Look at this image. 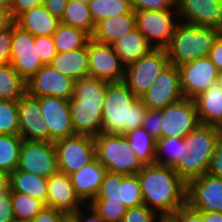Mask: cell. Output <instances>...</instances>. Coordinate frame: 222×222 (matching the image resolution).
Returning a JSON list of instances; mask_svg holds the SVG:
<instances>
[{
    "instance_id": "6da1fadb",
    "label": "cell",
    "mask_w": 222,
    "mask_h": 222,
    "mask_svg": "<svg viewBox=\"0 0 222 222\" xmlns=\"http://www.w3.org/2000/svg\"><path fill=\"white\" fill-rule=\"evenodd\" d=\"M138 179L144 205L160 216L173 215L186 205L187 183L173 168L156 163L144 165Z\"/></svg>"
},
{
    "instance_id": "7a4b0ae2",
    "label": "cell",
    "mask_w": 222,
    "mask_h": 222,
    "mask_svg": "<svg viewBox=\"0 0 222 222\" xmlns=\"http://www.w3.org/2000/svg\"><path fill=\"white\" fill-rule=\"evenodd\" d=\"M107 81L86 76L75 81L69 100L75 134L95 137L102 133V115Z\"/></svg>"
},
{
    "instance_id": "3957f363",
    "label": "cell",
    "mask_w": 222,
    "mask_h": 222,
    "mask_svg": "<svg viewBox=\"0 0 222 222\" xmlns=\"http://www.w3.org/2000/svg\"><path fill=\"white\" fill-rule=\"evenodd\" d=\"M124 81L107 82L102 115V133L126 134L141 127L147 111Z\"/></svg>"
},
{
    "instance_id": "277c9868",
    "label": "cell",
    "mask_w": 222,
    "mask_h": 222,
    "mask_svg": "<svg viewBox=\"0 0 222 222\" xmlns=\"http://www.w3.org/2000/svg\"><path fill=\"white\" fill-rule=\"evenodd\" d=\"M222 135V128L199 124L184 138H181L180 160L173 167L187 183L206 174L216 143Z\"/></svg>"
},
{
    "instance_id": "5b68a950",
    "label": "cell",
    "mask_w": 222,
    "mask_h": 222,
    "mask_svg": "<svg viewBox=\"0 0 222 222\" xmlns=\"http://www.w3.org/2000/svg\"><path fill=\"white\" fill-rule=\"evenodd\" d=\"M221 30L179 22L166 48L169 63L176 67L209 56Z\"/></svg>"
},
{
    "instance_id": "8992f818",
    "label": "cell",
    "mask_w": 222,
    "mask_h": 222,
    "mask_svg": "<svg viewBox=\"0 0 222 222\" xmlns=\"http://www.w3.org/2000/svg\"><path fill=\"white\" fill-rule=\"evenodd\" d=\"M96 159L106 171L121 175L138 174L144 167L123 134L100 133L94 137Z\"/></svg>"
},
{
    "instance_id": "52a82bcc",
    "label": "cell",
    "mask_w": 222,
    "mask_h": 222,
    "mask_svg": "<svg viewBox=\"0 0 222 222\" xmlns=\"http://www.w3.org/2000/svg\"><path fill=\"white\" fill-rule=\"evenodd\" d=\"M135 21L136 28L154 49L169 46L180 22L176 9L135 11Z\"/></svg>"
},
{
    "instance_id": "ba28073f",
    "label": "cell",
    "mask_w": 222,
    "mask_h": 222,
    "mask_svg": "<svg viewBox=\"0 0 222 222\" xmlns=\"http://www.w3.org/2000/svg\"><path fill=\"white\" fill-rule=\"evenodd\" d=\"M166 49H152L136 62L126 66L124 82L137 97L141 98L155 78L169 65Z\"/></svg>"
},
{
    "instance_id": "9c48e42d",
    "label": "cell",
    "mask_w": 222,
    "mask_h": 222,
    "mask_svg": "<svg viewBox=\"0 0 222 222\" xmlns=\"http://www.w3.org/2000/svg\"><path fill=\"white\" fill-rule=\"evenodd\" d=\"M58 170L67 175L77 172L80 168L96 159L94 137L75 134L54 142Z\"/></svg>"
},
{
    "instance_id": "30bf717a",
    "label": "cell",
    "mask_w": 222,
    "mask_h": 222,
    "mask_svg": "<svg viewBox=\"0 0 222 222\" xmlns=\"http://www.w3.org/2000/svg\"><path fill=\"white\" fill-rule=\"evenodd\" d=\"M17 170L45 178L57 173L59 170L54 142L23 140Z\"/></svg>"
},
{
    "instance_id": "8fae6325",
    "label": "cell",
    "mask_w": 222,
    "mask_h": 222,
    "mask_svg": "<svg viewBox=\"0 0 222 222\" xmlns=\"http://www.w3.org/2000/svg\"><path fill=\"white\" fill-rule=\"evenodd\" d=\"M161 114V138H184L200 124L194 99L184 97L161 109Z\"/></svg>"
},
{
    "instance_id": "7c38bea8",
    "label": "cell",
    "mask_w": 222,
    "mask_h": 222,
    "mask_svg": "<svg viewBox=\"0 0 222 222\" xmlns=\"http://www.w3.org/2000/svg\"><path fill=\"white\" fill-rule=\"evenodd\" d=\"M186 204L198 212L222 213V178L206 173L188 181Z\"/></svg>"
},
{
    "instance_id": "4fadbf2b",
    "label": "cell",
    "mask_w": 222,
    "mask_h": 222,
    "mask_svg": "<svg viewBox=\"0 0 222 222\" xmlns=\"http://www.w3.org/2000/svg\"><path fill=\"white\" fill-rule=\"evenodd\" d=\"M183 98L179 69L169 64L140 99L148 109L161 110Z\"/></svg>"
},
{
    "instance_id": "5bb4252c",
    "label": "cell",
    "mask_w": 222,
    "mask_h": 222,
    "mask_svg": "<svg viewBox=\"0 0 222 222\" xmlns=\"http://www.w3.org/2000/svg\"><path fill=\"white\" fill-rule=\"evenodd\" d=\"M74 84L75 80L46 64L26 81V93L33 97L52 96L70 100Z\"/></svg>"
},
{
    "instance_id": "9a60e30c",
    "label": "cell",
    "mask_w": 222,
    "mask_h": 222,
    "mask_svg": "<svg viewBox=\"0 0 222 222\" xmlns=\"http://www.w3.org/2000/svg\"><path fill=\"white\" fill-rule=\"evenodd\" d=\"M10 64L25 81L45 65L38 55L34 36L16 24L12 26Z\"/></svg>"
},
{
    "instance_id": "2e32d148",
    "label": "cell",
    "mask_w": 222,
    "mask_h": 222,
    "mask_svg": "<svg viewBox=\"0 0 222 222\" xmlns=\"http://www.w3.org/2000/svg\"><path fill=\"white\" fill-rule=\"evenodd\" d=\"M89 76L107 82L124 81L125 65L114 51L112 45L88 41Z\"/></svg>"
},
{
    "instance_id": "e0dca14e",
    "label": "cell",
    "mask_w": 222,
    "mask_h": 222,
    "mask_svg": "<svg viewBox=\"0 0 222 222\" xmlns=\"http://www.w3.org/2000/svg\"><path fill=\"white\" fill-rule=\"evenodd\" d=\"M178 69L185 98H196L218 80L219 71L208 56L182 64Z\"/></svg>"
},
{
    "instance_id": "ac0fdd59",
    "label": "cell",
    "mask_w": 222,
    "mask_h": 222,
    "mask_svg": "<svg viewBox=\"0 0 222 222\" xmlns=\"http://www.w3.org/2000/svg\"><path fill=\"white\" fill-rule=\"evenodd\" d=\"M18 135L23 140L51 142L47 122L41 114V107L37 97L25 93L18 100Z\"/></svg>"
},
{
    "instance_id": "d6986e66",
    "label": "cell",
    "mask_w": 222,
    "mask_h": 222,
    "mask_svg": "<svg viewBox=\"0 0 222 222\" xmlns=\"http://www.w3.org/2000/svg\"><path fill=\"white\" fill-rule=\"evenodd\" d=\"M176 10L181 22L222 30V0H176Z\"/></svg>"
},
{
    "instance_id": "ffe728a7",
    "label": "cell",
    "mask_w": 222,
    "mask_h": 222,
    "mask_svg": "<svg viewBox=\"0 0 222 222\" xmlns=\"http://www.w3.org/2000/svg\"><path fill=\"white\" fill-rule=\"evenodd\" d=\"M37 98L41 107V114L49 128L51 142L75 135L69 100L52 96Z\"/></svg>"
},
{
    "instance_id": "44dd1931",
    "label": "cell",
    "mask_w": 222,
    "mask_h": 222,
    "mask_svg": "<svg viewBox=\"0 0 222 222\" xmlns=\"http://www.w3.org/2000/svg\"><path fill=\"white\" fill-rule=\"evenodd\" d=\"M84 204L76 195L70 175L58 171L47 181V207L70 215ZM81 206V207H80Z\"/></svg>"
},
{
    "instance_id": "7402d4cb",
    "label": "cell",
    "mask_w": 222,
    "mask_h": 222,
    "mask_svg": "<svg viewBox=\"0 0 222 222\" xmlns=\"http://www.w3.org/2000/svg\"><path fill=\"white\" fill-rule=\"evenodd\" d=\"M106 172V168L95 159L70 175L75 193L84 205L96 198Z\"/></svg>"
},
{
    "instance_id": "603a6c76",
    "label": "cell",
    "mask_w": 222,
    "mask_h": 222,
    "mask_svg": "<svg viewBox=\"0 0 222 222\" xmlns=\"http://www.w3.org/2000/svg\"><path fill=\"white\" fill-rule=\"evenodd\" d=\"M136 28L135 11L102 19L95 24L91 39L101 44L112 45L126 33Z\"/></svg>"
},
{
    "instance_id": "cb8c5ba5",
    "label": "cell",
    "mask_w": 222,
    "mask_h": 222,
    "mask_svg": "<svg viewBox=\"0 0 222 222\" xmlns=\"http://www.w3.org/2000/svg\"><path fill=\"white\" fill-rule=\"evenodd\" d=\"M200 124L222 128V86L218 81L194 98Z\"/></svg>"
},
{
    "instance_id": "d4e9b609",
    "label": "cell",
    "mask_w": 222,
    "mask_h": 222,
    "mask_svg": "<svg viewBox=\"0 0 222 222\" xmlns=\"http://www.w3.org/2000/svg\"><path fill=\"white\" fill-rule=\"evenodd\" d=\"M15 24L33 36H53L60 20L41 5L21 14L15 20Z\"/></svg>"
},
{
    "instance_id": "484cf974",
    "label": "cell",
    "mask_w": 222,
    "mask_h": 222,
    "mask_svg": "<svg viewBox=\"0 0 222 222\" xmlns=\"http://www.w3.org/2000/svg\"><path fill=\"white\" fill-rule=\"evenodd\" d=\"M49 65L75 81L89 76L88 42L84 48L57 53Z\"/></svg>"
},
{
    "instance_id": "4316f807",
    "label": "cell",
    "mask_w": 222,
    "mask_h": 222,
    "mask_svg": "<svg viewBox=\"0 0 222 222\" xmlns=\"http://www.w3.org/2000/svg\"><path fill=\"white\" fill-rule=\"evenodd\" d=\"M112 47L125 67L136 62L153 49L137 28L119 38L112 44Z\"/></svg>"
},
{
    "instance_id": "83f0119b",
    "label": "cell",
    "mask_w": 222,
    "mask_h": 222,
    "mask_svg": "<svg viewBox=\"0 0 222 222\" xmlns=\"http://www.w3.org/2000/svg\"><path fill=\"white\" fill-rule=\"evenodd\" d=\"M47 181L48 178L16 169L10 174V191L26 193L47 207Z\"/></svg>"
},
{
    "instance_id": "f1b7e54d",
    "label": "cell",
    "mask_w": 222,
    "mask_h": 222,
    "mask_svg": "<svg viewBox=\"0 0 222 222\" xmlns=\"http://www.w3.org/2000/svg\"><path fill=\"white\" fill-rule=\"evenodd\" d=\"M124 136L143 165L155 162L157 140L142 126L129 131Z\"/></svg>"
},
{
    "instance_id": "f546056e",
    "label": "cell",
    "mask_w": 222,
    "mask_h": 222,
    "mask_svg": "<svg viewBox=\"0 0 222 222\" xmlns=\"http://www.w3.org/2000/svg\"><path fill=\"white\" fill-rule=\"evenodd\" d=\"M60 23L81 29L90 37L95 29V23L91 17L88 3L77 0H70L68 2Z\"/></svg>"
},
{
    "instance_id": "4dcf8cb0",
    "label": "cell",
    "mask_w": 222,
    "mask_h": 222,
    "mask_svg": "<svg viewBox=\"0 0 222 222\" xmlns=\"http://www.w3.org/2000/svg\"><path fill=\"white\" fill-rule=\"evenodd\" d=\"M57 53L84 48L91 37L81 29L60 23L53 34Z\"/></svg>"
},
{
    "instance_id": "1f68e13d",
    "label": "cell",
    "mask_w": 222,
    "mask_h": 222,
    "mask_svg": "<svg viewBox=\"0 0 222 222\" xmlns=\"http://www.w3.org/2000/svg\"><path fill=\"white\" fill-rule=\"evenodd\" d=\"M26 93V81L9 63L0 66V99L18 101Z\"/></svg>"
},
{
    "instance_id": "d6a6232c",
    "label": "cell",
    "mask_w": 222,
    "mask_h": 222,
    "mask_svg": "<svg viewBox=\"0 0 222 222\" xmlns=\"http://www.w3.org/2000/svg\"><path fill=\"white\" fill-rule=\"evenodd\" d=\"M88 6L95 24L102 19L133 11L130 0H89Z\"/></svg>"
},
{
    "instance_id": "836d02e7",
    "label": "cell",
    "mask_w": 222,
    "mask_h": 222,
    "mask_svg": "<svg viewBox=\"0 0 222 222\" xmlns=\"http://www.w3.org/2000/svg\"><path fill=\"white\" fill-rule=\"evenodd\" d=\"M22 142L19 135H0V171L11 174L17 169Z\"/></svg>"
},
{
    "instance_id": "e575fe53",
    "label": "cell",
    "mask_w": 222,
    "mask_h": 222,
    "mask_svg": "<svg viewBox=\"0 0 222 222\" xmlns=\"http://www.w3.org/2000/svg\"><path fill=\"white\" fill-rule=\"evenodd\" d=\"M11 198L14 219L31 222L46 207L42 201L26 193L11 192Z\"/></svg>"
},
{
    "instance_id": "d590c367",
    "label": "cell",
    "mask_w": 222,
    "mask_h": 222,
    "mask_svg": "<svg viewBox=\"0 0 222 222\" xmlns=\"http://www.w3.org/2000/svg\"><path fill=\"white\" fill-rule=\"evenodd\" d=\"M181 138L171 136L156 142V164L173 168L180 160Z\"/></svg>"
},
{
    "instance_id": "8d00e7d4",
    "label": "cell",
    "mask_w": 222,
    "mask_h": 222,
    "mask_svg": "<svg viewBox=\"0 0 222 222\" xmlns=\"http://www.w3.org/2000/svg\"><path fill=\"white\" fill-rule=\"evenodd\" d=\"M18 101L0 99V135H18Z\"/></svg>"
},
{
    "instance_id": "74e56055",
    "label": "cell",
    "mask_w": 222,
    "mask_h": 222,
    "mask_svg": "<svg viewBox=\"0 0 222 222\" xmlns=\"http://www.w3.org/2000/svg\"><path fill=\"white\" fill-rule=\"evenodd\" d=\"M121 201L127 208L144 204L138 174L122 175Z\"/></svg>"
},
{
    "instance_id": "f35d334b",
    "label": "cell",
    "mask_w": 222,
    "mask_h": 222,
    "mask_svg": "<svg viewBox=\"0 0 222 222\" xmlns=\"http://www.w3.org/2000/svg\"><path fill=\"white\" fill-rule=\"evenodd\" d=\"M104 222H122L127 211L123 202L115 201H91L88 205Z\"/></svg>"
},
{
    "instance_id": "ab89813d",
    "label": "cell",
    "mask_w": 222,
    "mask_h": 222,
    "mask_svg": "<svg viewBox=\"0 0 222 222\" xmlns=\"http://www.w3.org/2000/svg\"><path fill=\"white\" fill-rule=\"evenodd\" d=\"M122 175L106 172L101 183L100 190L92 201H121Z\"/></svg>"
},
{
    "instance_id": "60d3db41",
    "label": "cell",
    "mask_w": 222,
    "mask_h": 222,
    "mask_svg": "<svg viewBox=\"0 0 222 222\" xmlns=\"http://www.w3.org/2000/svg\"><path fill=\"white\" fill-rule=\"evenodd\" d=\"M160 215L142 204L136 207L128 208L122 222H158Z\"/></svg>"
},
{
    "instance_id": "b9f144b4",
    "label": "cell",
    "mask_w": 222,
    "mask_h": 222,
    "mask_svg": "<svg viewBox=\"0 0 222 222\" xmlns=\"http://www.w3.org/2000/svg\"><path fill=\"white\" fill-rule=\"evenodd\" d=\"M34 42L42 62L49 64L57 54L53 36H34Z\"/></svg>"
},
{
    "instance_id": "7bdbcfd3",
    "label": "cell",
    "mask_w": 222,
    "mask_h": 222,
    "mask_svg": "<svg viewBox=\"0 0 222 222\" xmlns=\"http://www.w3.org/2000/svg\"><path fill=\"white\" fill-rule=\"evenodd\" d=\"M161 110L147 109L142 127L155 139H161Z\"/></svg>"
},
{
    "instance_id": "ee69618b",
    "label": "cell",
    "mask_w": 222,
    "mask_h": 222,
    "mask_svg": "<svg viewBox=\"0 0 222 222\" xmlns=\"http://www.w3.org/2000/svg\"><path fill=\"white\" fill-rule=\"evenodd\" d=\"M134 11L176 9V0H130Z\"/></svg>"
},
{
    "instance_id": "f6af8a7d",
    "label": "cell",
    "mask_w": 222,
    "mask_h": 222,
    "mask_svg": "<svg viewBox=\"0 0 222 222\" xmlns=\"http://www.w3.org/2000/svg\"><path fill=\"white\" fill-rule=\"evenodd\" d=\"M12 49V27L0 32V66L10 63Z\"/></svg>"
},
{
    "instance_id": "bcb514c9",
    "label": "cell",
    "mask_w": 222,
    "mask_h": 222,
    "mask_svg": "<svg viewBox=\"0 0 222 222\" xmlns=\"http://www.w3.org/2000/svg\"><path fill=\"white\" fill-rule=\"evenodd\" d=\"M31 222H69V215L63 211L45 207Z\"/></svg>"
},
{
    "instance_id": "7dc6e473",
    "label": "cell",
    "mask_w": 222,
    "mask_h": 222,
    "mask_svg": "<svg viewBox=\"0 0 222 222\" xmlns=\"http://www.w3.org/2000/svg\"><path fill=\"white\" fill-rule=\"evenodd\" d=\"M207 174L222 178V135L216 143Z\"/></svg>"
},
{
    "instance_id": "c3c4849f",
    "label": "cell",
    "mask_w": 222,
    "mask_h": 222,
    "mask_svg": "<svg viewBox=\"0 0 222 222\" xmlns=\"http://www.w3.org/2000/svg\"><path fill=\"white\" fill-rule=\"evenodd\" d=\"M44 0H12L10 12L14 20L32 8L43 5Z\"/></svg>"
},
{
    "instance_id": "681fc988",
    "label": "cell",
    "mask_w": 222,
    "mask_h": 222,
    "mask_svg": "<svg viewBox=\"0 0 222 222\" xmlns=\"http://www.w3.org/2000/svg\"><path fill=\"white\" fill-rule=\"evenodd\" d=\"M14 219L11 191L0 196V222H11Z\"/></svg>"
},
{
    "instance_id": "f907efd6",
    "label": "cell",
    "mask_w": 222,
    "mask_h": 222,
    "mask_svg": "<svg viewBox=\"0 0 222 222\" xmlns=\"http://www.w3.org/2000/svg\"><path fill=\"white\" fill-rule=\"evenodd\" d=\"M181 222H205L203 212L190 208L187 204L180 207L174 214Z\"/></svg>"
},
{
    "instance_id": "816d5d0a",
    "label": "cell",
    "mask_w": 222,
    "mask_h": 222,
    "mask_svg": "<svg viewBox=\"0 0 222 222\" xmlns=\"http://www.w3.org/2000/svg\"><path fill=\"white\" fill-rule=\"evenodd\" d=\"M69 1L70 0H44L43 5L52 16L61 20Z\"/></svg>"
},
{
    "instance_id": "f5cc1de1",
    "label": "cell",
    "mask_w": 222,
    "mask_h": 222,
    "mask_svg": "<svg viewBox=\"0 0 222 222\" xmlns=\"http://www.w3.org/2000/svg\"><path fill=\"white\" fill-rule=\"evenodd\" d=\"M218 71L222 70V34L215 40L208 56Z\"/></svg>"
},
{
    "instance_id": "db71d44e",
    "label": "cell",
    "mask_w": 222,
    "mask_h": 222,
    "mask_svg": "<svg viewBox=\"0 0 222 222\" xmlns=\"http://www.w3.org/2000/svg\"><path fill=\"white\" fill-rule=\"evenodd\" d=\"M83 208L78 209L76 212L71 213L69 215V221L70 222H104L103 219L88 206V211H90L91 214H88L89 216H84L81 211Z\"/></svg>"
},
{
    "instance_id": "11a10c76",
    "label": "cell",
    "mask_w": 222,
    "mask_h": 222,
    "mask_svg": "<svg viewBox=\"0 0 222 222\" xmlns=\"http://www.w3.org/2000/svg\"><path fill=\"white\" fill-rule=\"evenodd\" d=\"M15 24V20L10 10L0 8V32L11 28Z\"/></svg>"
},
{
    "instance_id": "9f6ffc18",
    "label": "cell",
    "mask_w": 222,
    "mask_h": 222,
    "mask_svg": "<svg viewBox=\"0 0 222 222\" xmlns=\"http://www.w3.org/2000/svg\"><path fill=\"white\" fill-rule=\"evenodd\" d=\"M10 191V174L0 171V196Z\"/></svg>"
},
{
    "instance_id": "6f0895ef",
    "label": "cell",
    "mask_w": 222,
    "mask_h": 222,
    "mask_svg": "<svg viewBox=\"0 0 222 222\" xmlns=\"http://www.w3.org/2000/svg\"><path fill=\"white\" fill-rule=\"evenodd\" d=\"M203 219L205 222H222L221 212H203Z\"/></svg>"
},
{
    "instance_id": "680465c9",
    "label": "cell",
    "mask_w": 222,
    "mask_h": 222,
    "mask_svg": "<svg viewBox=\"0 0 222 222\" xmlns=\"http://www.w3.org/2000/svg\"><path fill=\"white\" fill-rule=\"evenodd\" d=\"M158 222H181L174 214L160 216Z\"/></svg>"
},
{
    "instance_id": "91938a15",
    "label": "cell",
    "mask_w": 222,
    "mask_h": 222,
    "mask_svg": "<svg viewBox=\"0 0 222 222\" xmlns=\"http://www.w3.org/2000/svg\"><path fill=\"white\" fill-rule=\"evenodd\" d=\"M12 0H0V8L10 10Z\"/></svg>"
},
{
    "instance_id": "94428289",
    "label": "cell",
    "mask_w": 222,
    "mask_h": 222,
    "mask_svg": "<svg viewBox=\"0 0 222 222\" xmlns=\"http://www.w3.org/2000/svg\"><path fill=\"white\" fill-rule=\"evenodd\" d=\"M217 81L222 86V70L218 72V80Z\"/></svg>"
},
{
    "instance_id": "6125c7cd",
    "label": "cell",
    "mask_w": 222,
    "mask_h": 222,
    "mask_svg": "<svg viewBox=\"0 0 222 222\" xmlns=\"http://www.w3.org/2000/svg\"><path fill=\"white\" fill-rule=\"evenodd\" d=\"M11 222H30V221H23V220H19V219H13Z\"/></svg>"
},
{
    "instance_id": "be15d7a7",
    "label": "cell",
    "mask_w": 222,
    "mask_h": 222,
    "mask_svg": "<svg viewBox=\"0 0 222 222\" xmlns=\"http://www.w3.org/2000/svg\"><path fill=\"white\" fill-rule=\"evenodd\" d=\"M77 1L88 3L89 0H77Z\"/></svg>"
}]
</instances>
